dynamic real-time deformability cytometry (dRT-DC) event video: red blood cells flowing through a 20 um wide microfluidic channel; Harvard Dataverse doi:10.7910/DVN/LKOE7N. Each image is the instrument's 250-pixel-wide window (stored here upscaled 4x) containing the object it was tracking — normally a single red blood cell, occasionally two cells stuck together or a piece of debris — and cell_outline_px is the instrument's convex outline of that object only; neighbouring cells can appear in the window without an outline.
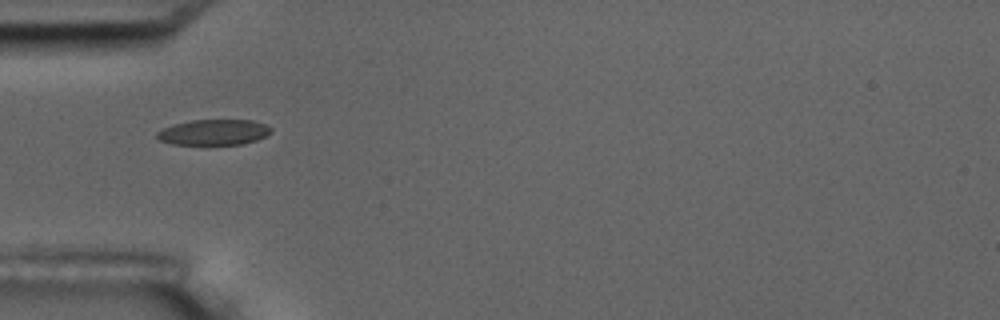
{"species": "common noctule bat (a hibernating species)", "species_latin": "Nyctalus noctula", "temperature_condition": "room temperature", "stored_images_in_passage": 12, "camera_frame_rate_fps": 3000, "um_per_image_px": 0.085, "animal": {"sex": "male", "body_mass_g": 17.5, "forearm_length_mm": 52.3}, "frame": {"image": 1, "passage_image": 1, "time_ms": 0.0, "image_size_px": [1000, 320], "cell_outline_px": [[272, 132], [256, 140], [244, 144], [172, 144], [160, 140], [156, 136], [156, 132], [172, 124], [192, 120], [252, 120], [264, 124], [272, 128]], "centroid_in_image_um": [18.17, 11.23], "position_along_channel_um": 66.8, "area_um2": 16.94}}
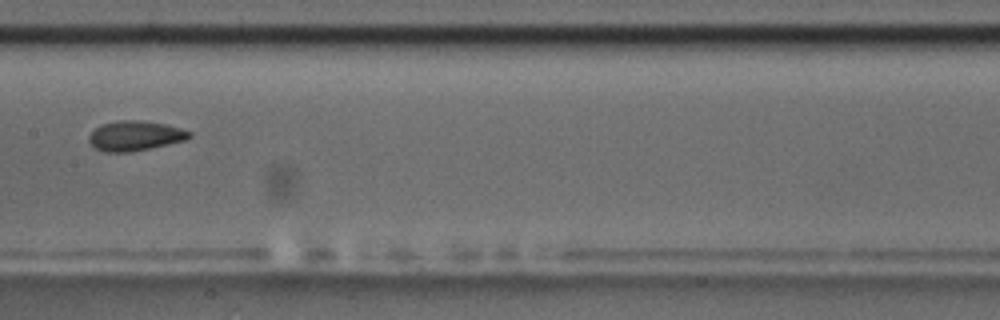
{"frame": {"image": 2, "passage_image": 4, "time_ms": 3.667, "image_size_px": [1000, 320], "cell_outline_px": [[192, 136], [188, 140], [128, 152], [104, 152], [96, 148], [88, 140], [88, 136], [100, 124], [116, 120], [144, 120], [164, 124], [180, 128], [192, 132]], "centroid_in_image_um": [11.49, 11.53], "position_along_channel_um": 195.9, "area_um2": 17.51}, "authors_computed_cell_mechanics": {"area_um2": 17.5423, "velocity_mm_per_s": 3.5288, "shape_relaxation_time_tau1_ms": 3.2879, "shape_relaxation_time_tau2_ms": 1.1647, "deformation_change_tau1": 0.1292, "deformation_change_tau2": 0.0564}}